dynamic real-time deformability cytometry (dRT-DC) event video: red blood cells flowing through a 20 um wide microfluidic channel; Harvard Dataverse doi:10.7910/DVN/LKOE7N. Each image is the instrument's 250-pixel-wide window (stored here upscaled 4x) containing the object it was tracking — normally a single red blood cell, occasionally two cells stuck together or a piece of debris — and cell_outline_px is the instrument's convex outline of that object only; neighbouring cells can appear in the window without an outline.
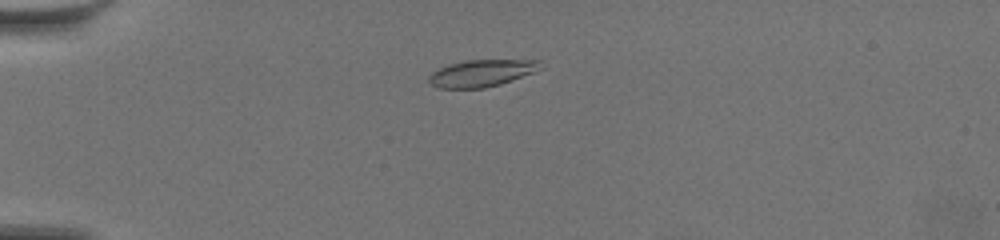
{"species": "common noctule bat (a hibernating species)", "species_latin": "Nyctalus noctula", "temperature_condition": "warm", "stored_images_in_passage": 45, "camera_frame_rate_fps": 3000, "um_per_image_px": 0.085, "animal": {"sex": "female", "body_mass_g": 19.5, "forearm_length_mm": 54.1}, "frame": {"image": 1, "passage_image": 7, "time_ms": 2.0, "image_size_px": [1000, 240], "cell_outline_px": [[544, 68], [500, 84], [484, 88], [436, 88], [428, 80], [428, 76], [432, 72], [448, 64], [464, 60], [544, 60]], "centroid_in_image_um": [40.97, 6.2], "position_along_channel_um": 44.0, "area_um2": 17.63}}
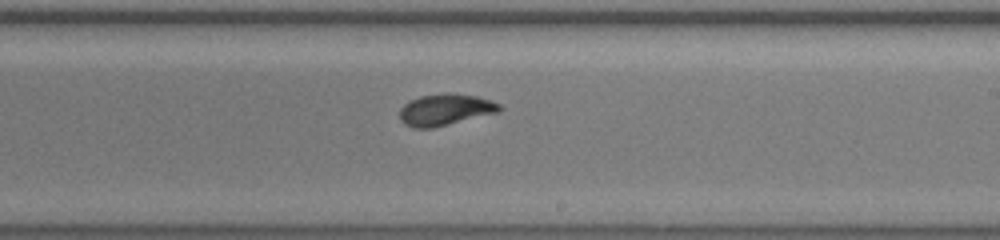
{"frame": {"image": 2, "passage_image": 23, "time_ms": 7.333, "image_size_px": [1000, 240], "cell_outline_px": [[504, 108], [500, 112], [432, 128], [412, 128], [404, 124], [400, 120], [400, 108], [408, 100], [420, 96], [440, 92], [448, 92], [476, 96], [492, 100], [500, 104]], "centroid_in_image_um": [37.85, 9.31], "position_along_channel_um": 251.1, "area_um2": 18.73}}
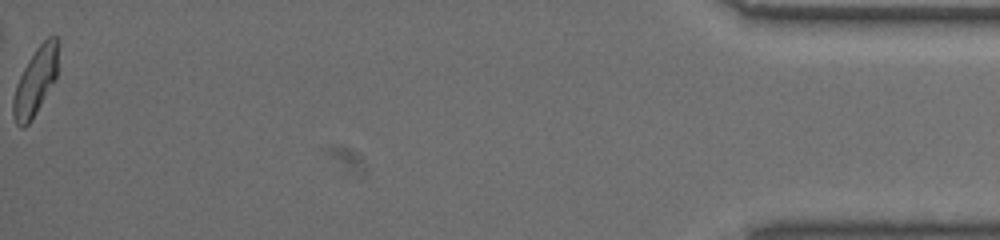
{"frame": {"image": 3, "passage_image": 45, "time_ms": 14.667, "image_size_px": [1000, 240], "cell_outline_px": [[60, 40], [56, 80], [32, 120], [24, 128], [20, 128], [16, 124], [12, 116], [12, 100], [16, 84], [24, 68], [36, 48], [48, 36], [56, 36]], "centroid_in_image_um": [3.03, 6.92], "position_along_channel_um": 432.2, "area_um2": 18.15}, "authors_computed_cell_mechanics": {"area_um2": 18.0336, "velocity_mm_per_s": 3.5598, "shape_relaxation_time_tau1_ms": 2.3081, "shape_relaxation_time_tau2_ms": 0.8174, "deformation_change_tau1": 0.152, "deformation_change_tau2": 0.0463}}